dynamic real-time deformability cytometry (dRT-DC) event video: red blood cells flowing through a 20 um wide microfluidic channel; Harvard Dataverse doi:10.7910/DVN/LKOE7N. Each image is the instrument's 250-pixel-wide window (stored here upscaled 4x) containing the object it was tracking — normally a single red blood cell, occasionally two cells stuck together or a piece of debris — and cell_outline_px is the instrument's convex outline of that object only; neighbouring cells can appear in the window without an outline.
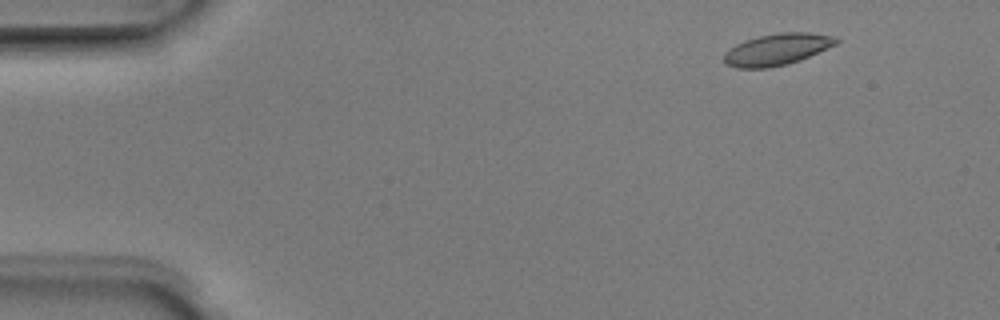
{"species": "Egyptian fruit bat (a non-hibernating species)", "species_latin": "Rousettus aegyptiacus", "temperature_condition": "room temperature", "stored_images_in_passage": 7, "camera_frame_rate_fps": 3000, "um_per_image_px": 0.085, "animal": {"sex": "male"}, "frame": {"image": 1, "passage_image": 2, "time_ms": 0.333, "image_size_px": [1000, 320], "cell_outline_px": [[840, 40], [836, 44], [800, 60], [788, 64], [768, 68], [736, 68], [724, 64], [724, 52], [736, 44], [744, 40], [760, 36], [780, 32], [808, 32], [832, 36]], "centroid_in_image_um": [66.01, 4.21], "position_along_channel_um": 19.0, "area_um2": 20.63}}
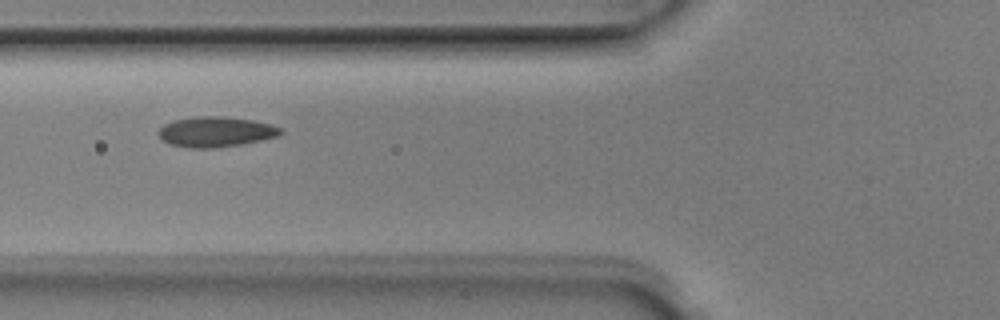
{"frame": {"image": 2, "passage_image": 6, "time_ms": 1.667, "image_size_px": [1000, 320], "cell_outline_px": [[284, 132], [280, 136], [240, 144], [216, 148], [188, 148], [168, 144], [160, 140], [156, 132], [164, 124], [172, 120], [200, 116], [220, 116], [252, 120], [272, 124], [280, 128]], "centroid_in_image_um": [18.29, 11.21], "position_along_channel_um": 107.5, "area_um2": 21.79}}
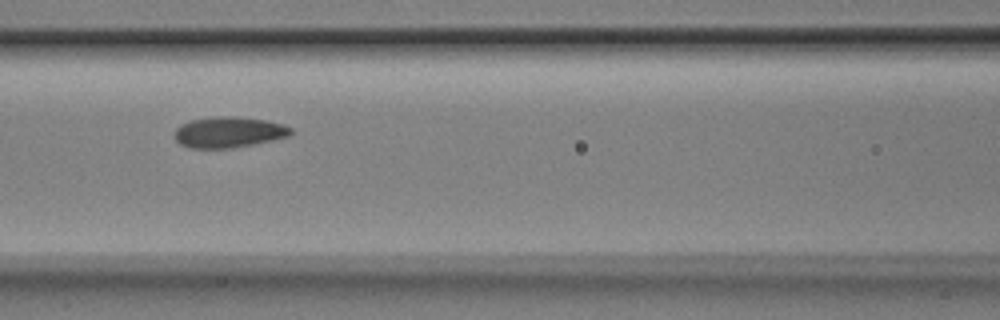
{"frame": {"image": 3, "passage_image": 7, "time_ms": 2.0, "image_size_px": [1000, 320], "cell_outline_px": [[292, 132], [288, 136], [272, 140], [232, 148], [188, 148], [180, 144], [172, 136], [176, 128], [180, 124], [188, 120], [216, 116], [236, 116], [264, 120], [284, 124], [292, 128]], "centroid_in_image_um": [19.38, 11.23], "position_along_channel_um": 147.2, "area_um2": 21.1}}